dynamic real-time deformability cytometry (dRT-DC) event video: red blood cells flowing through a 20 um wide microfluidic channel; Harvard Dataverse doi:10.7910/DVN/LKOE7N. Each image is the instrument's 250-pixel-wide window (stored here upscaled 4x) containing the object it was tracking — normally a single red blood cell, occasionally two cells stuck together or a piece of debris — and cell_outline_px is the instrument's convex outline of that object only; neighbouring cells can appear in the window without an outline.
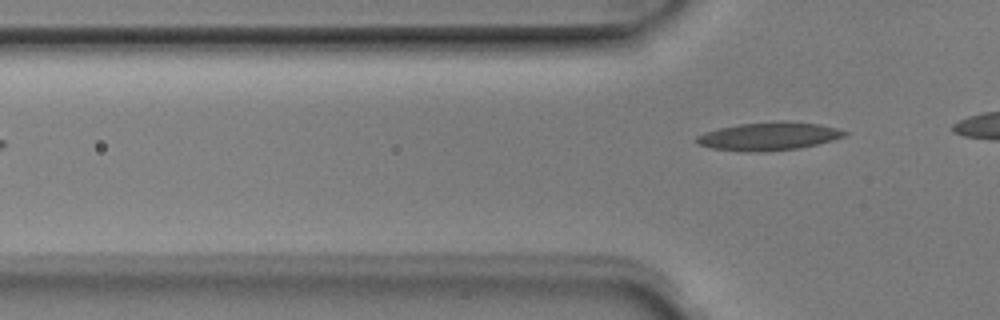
{"species": "Egyptian fruit bat (a non-hibernating species)", "species_latin": "Rousettus aegyptiacus", "temperature_condition": "room temperature", "stored_images_in_passage": 3, "camera_frame_rate_fps": 3000, "um_per_image_px": 0.085, "animal": {"sex": "male"}, "frame": {"image": 1, "passage_image": 3, "time_ms": 0.667, "image_size_px": [1000, 320], "cell_outline_px": [[848, 132], [844, 136], [832, 140], [816, 144], [796, 148], [760, 152], [748, 152], [712, 148], [700, 144], [692, 140], [696, 136], [704, 132], [720, 128], [740, 124], [776, 120], [780, 120], [820, 124], [836, 128]], "centroid_in_image_um": [65.31, 11.57], "position_along_channel_um": 60.5, "area_um2": 24.16}}